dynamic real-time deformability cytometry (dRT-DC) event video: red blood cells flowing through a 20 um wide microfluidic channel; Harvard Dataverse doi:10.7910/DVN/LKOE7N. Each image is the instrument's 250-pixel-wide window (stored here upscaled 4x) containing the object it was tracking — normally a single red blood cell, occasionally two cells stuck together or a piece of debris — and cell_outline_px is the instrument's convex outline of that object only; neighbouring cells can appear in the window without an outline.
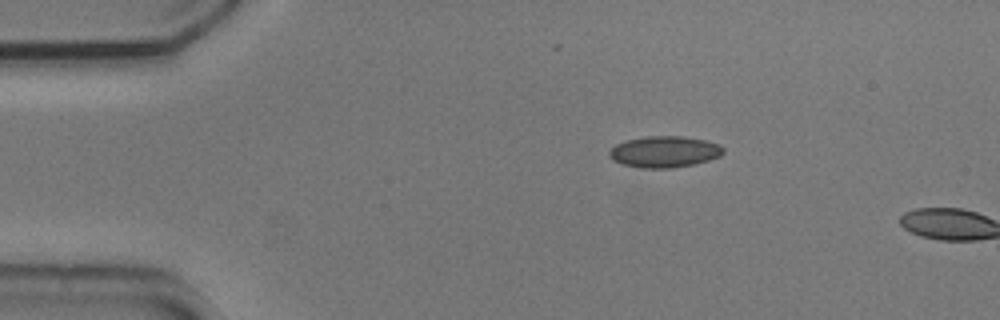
{"species": "common noctule bat (a hibernating species)", "species_latin": "Nyctalus noctula", "temperature_condition": "cold", "stored_images_in_passage": 3, "camera_frame_rate_fps": 3000, "um_per_image_px": 0.085, "animal": {"sex": "male", "body_mass_g": 20.5, "forearm_length_mm": 52.5}, "frame": {"image": 1, "passage_image": 1, "time_ms": 0.0, "image_size_px": [1000, 320], "cell_outline_px": [[724, 152], [720, 156], [696, 164], [672, 168], [640, 168], [620, 164], [612, 160], [608, 156], [608, 152], [616, 144], [628, 140], [648, 136], [684, 136], [704, 140], [720, 144], [724, 148]], "centroid_in_image_um": [56.47, 12.91], "position_along_channel_um": 28.5, "area_um2": 20.98}}